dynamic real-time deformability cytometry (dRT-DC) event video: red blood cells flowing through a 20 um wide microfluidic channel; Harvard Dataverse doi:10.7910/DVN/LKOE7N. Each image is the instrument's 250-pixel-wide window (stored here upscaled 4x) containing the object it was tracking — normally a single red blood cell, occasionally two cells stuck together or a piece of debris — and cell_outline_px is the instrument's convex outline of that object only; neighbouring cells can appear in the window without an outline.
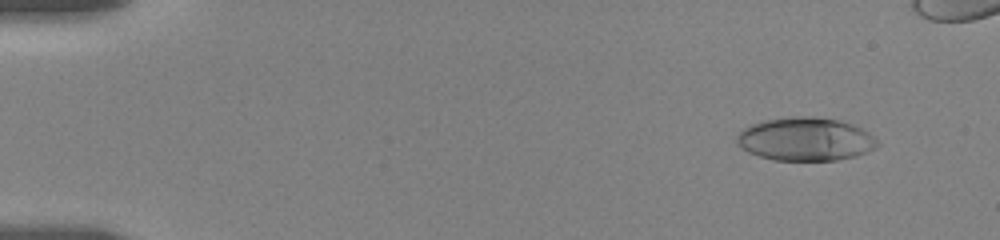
{"species": "human", "species_latin": "Homo sapiens", "temperature_condition": "room temperature", "stored_images_in_passage": 54, "camera_frame_rate_fps": 3000, "um_per_image_px": 0.085, "donor": {"sex": "female"}, "frame": {"image": 1, "passage_image": 5, "time_ms": 1.333, "image_size_px": [1000, 240], "cell_outline_px": [[880, 144], [876, 148], [856, 156], [836, 160], [772, 160], [748, 152], [736, 144], [736, 136], [744, 128], [752, 124], [764, 120], [792, 116], [812, 116], [836, 120], [852, 124], [868, 132]], "centroid_in_image_um": [68.44, 11.83], "position_along_channel_um": 16.6, "area_um2": 35.43}}
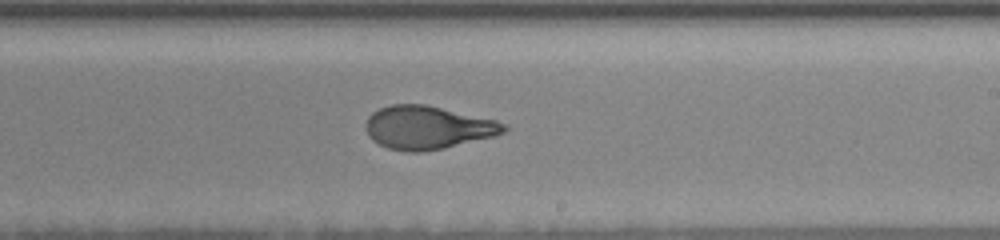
{"frame": {"image": 2, "passage_image": 34, "time_ms": 11.333, "image_size_px": [1000, 240], "cell_outline_px": [[508, 128], [504, 132], [496, 136], [444, 148], [420, 152], [408, 152], [388, 148], [372, 140], [368, 136], [364, 128], [368, 116], [372, 112], [380, 108], [392, 104], [424, 104], [496, 120], [508, 124]], "centroid_in_image_um": [36.34, 10.84], "position_along_channel_um": 252.7, "area_um2": 34.91}}
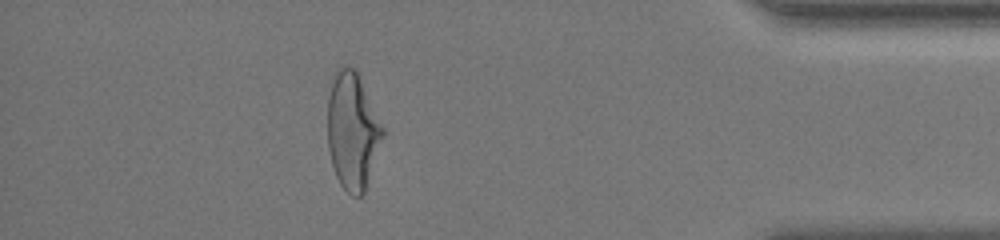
{"frame": {"image": 3, "passage_image": 53, "time_ms": 16.667, "image_size_px": [1000, 240], "cell_outline_px": [[384, 136], [364, 192], [360, 196], [352, 196], [340, 184], [336, 176], [332, 164], [328, 148], [328, 96], [336, 68], [344, 64], [356, 68], [384, 128]], "centroid_in_image_um": [29.96, 11.08], "position_along_channel_um": 405.2, "area_um2": 37.63}}